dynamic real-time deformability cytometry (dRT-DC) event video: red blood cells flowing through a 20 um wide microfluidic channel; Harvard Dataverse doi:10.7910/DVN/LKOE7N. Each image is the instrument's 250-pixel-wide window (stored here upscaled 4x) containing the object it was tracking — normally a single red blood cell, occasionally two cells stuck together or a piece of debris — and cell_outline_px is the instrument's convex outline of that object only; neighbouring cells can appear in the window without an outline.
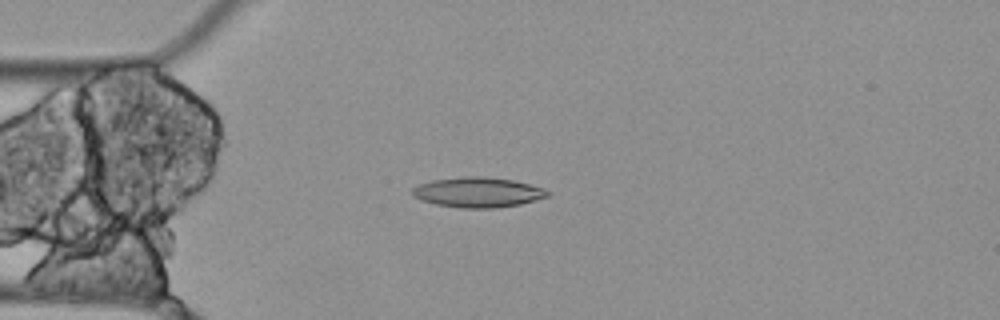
{"species": "Egyptian fruit bat (a non-hibernating species)", "species_latin": "Rousettus aegyptiacus", "temperature_condition": "cold", "stored_images_in_passage": 6, "camera_frame_rate_fps": 3000, "um_per_image_px": 0.085, "animal": {"sex": "female"}, "frame": {"image": 1, "passage_image": 4, "time_ms": 1.0, "image_size_px": [1000, 320], "cell_outline_px": [[552, 196], [520, 204], [496, 208], [460, 208], [436, 204], [420, 200], [412, 196], [412, 188], [420, 184], [432, 180], [464, 176], [484, 176], [512, 180], [544, 188], [552, 192]], "centroid_in_image_um": [40.64, 16.35], "position_along_channel_um": 44.4, "area_um2": 23.93}}